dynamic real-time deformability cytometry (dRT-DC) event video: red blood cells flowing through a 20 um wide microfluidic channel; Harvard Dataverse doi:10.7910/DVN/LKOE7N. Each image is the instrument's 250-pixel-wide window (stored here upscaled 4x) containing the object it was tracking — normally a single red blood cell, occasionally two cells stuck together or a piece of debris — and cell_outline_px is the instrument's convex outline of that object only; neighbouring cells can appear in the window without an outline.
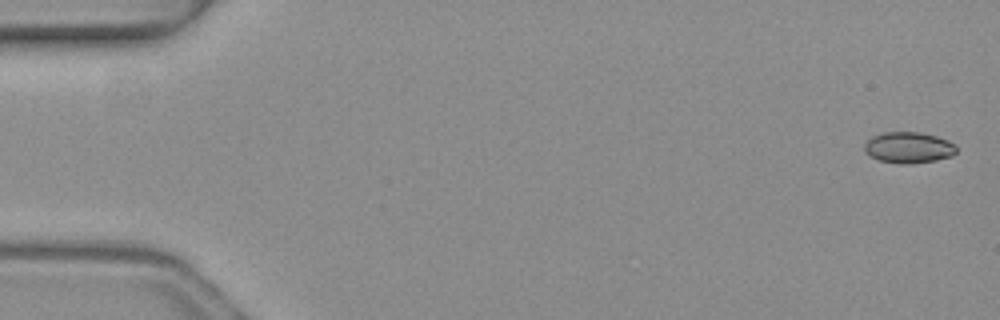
{"species": "common noctule bat (a hibernating species)", "species_latin": "Nyctalus noctula", "temperature_condition": "warm", "stored_images_in_passage": 17, "camera_frame_rate_fps": 3000, "um_per_image_px": 0.085, "animal": {"sex": "female", "body_mass_g": 19.3, "forearm_length_mm": 54.1}, "frame": {"image": 1, "passage_image": 1, "time_ms": 0.0, "image_size_px": [1000, 320], "cell_outline_px": [[956, 152], [952, 156], [936, 160], [912, 164], [900, 164], [880, 160], [864, 152], [864, 144], [872, 136], [884, 132], [916, 132], [936, 136], [948, 140], [956, 148]], "centroid_in_image_um": [77.21, 12.55], "position_along_channel_um": 7.8, "area_um2": 16.59}}
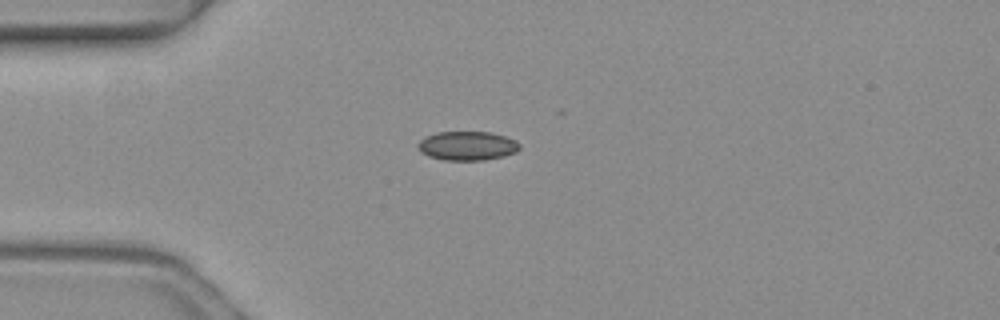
{"frame": {"image": 2, "passage_image": 3, "time_ms": 0.667, "image_size_px": [1000, 320], "cell_outline_px": [[520, 148], [516, 152], [504, 156], [484, 160], [444, 160], [428, 156], [420, 152], [416, 148], [416, 144], [424, 136], [436, 132], [492, 132], [516, 140], [520, 144]], "centroid_in_image_um": [39.68, 12.39], "position_along_channel_um": 45.3, "area_um2": 17.46}}
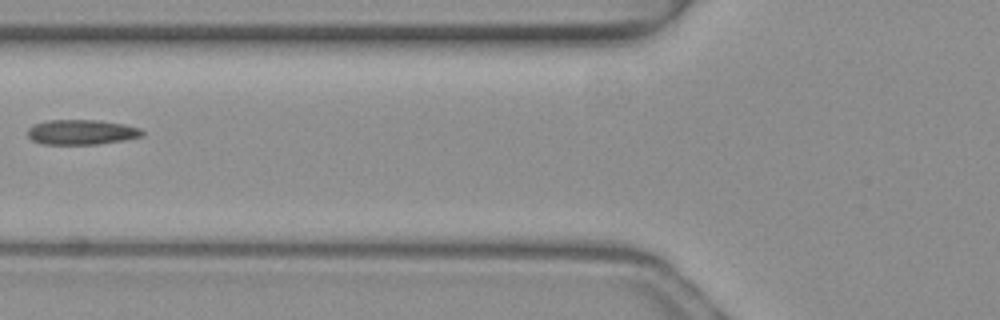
{"frame": {"image": 3, "passage_image": 5, "time_ms": 1.333, "image_size_px": [1000, 320], "cell_outline_px": [[144, 136], [124, 140], [96, 144], [44, 144], [32, 140], [28, 136], [28, 128], [32, 124], [48, 120], [100, 120], [124, 124], [140, 128], [144, 132]], "centroid_in_image_um": [6.94, 11.22], "position_along_channel_um": 118.9, "area_um2": 16.76}}